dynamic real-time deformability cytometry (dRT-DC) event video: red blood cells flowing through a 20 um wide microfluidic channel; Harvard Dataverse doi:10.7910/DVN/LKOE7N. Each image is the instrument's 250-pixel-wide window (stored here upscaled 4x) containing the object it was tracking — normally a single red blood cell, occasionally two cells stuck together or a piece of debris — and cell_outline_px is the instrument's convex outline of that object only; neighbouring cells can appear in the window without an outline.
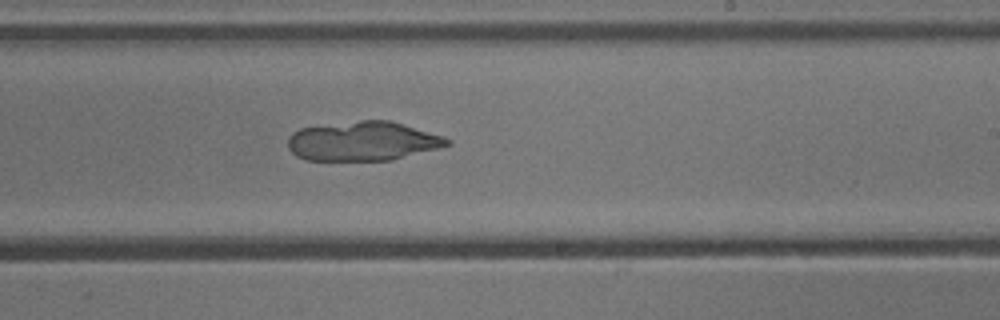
{"species": "common noctule bat (a hibernating species)", "species_latin": "Nyctalus noctula", "temperature_condition": "cold", "stored_images_in_passage": 53, "camera_frame_rate_fps": 3000, "um_per_image_px": 0.085, "animal": {"sex": "male", "body_mass_g": 13.3}, "frame": {"image": 1, "passage_image": 32, "time_ms": 10.333, "image_size_px": [1000, 320], "cell_outline_px": [[452, 144], [392, 160], [304, 160], [296, 156], [288, 148], [288, 136], [292, 132], [300, 128], [360, 120], [392, 120], [444, 136], [452, 140]], "centroid_in_image_um": [30.85, 11.99], "position_along_channel_um": 258.2, "area_um2": 36.59}}